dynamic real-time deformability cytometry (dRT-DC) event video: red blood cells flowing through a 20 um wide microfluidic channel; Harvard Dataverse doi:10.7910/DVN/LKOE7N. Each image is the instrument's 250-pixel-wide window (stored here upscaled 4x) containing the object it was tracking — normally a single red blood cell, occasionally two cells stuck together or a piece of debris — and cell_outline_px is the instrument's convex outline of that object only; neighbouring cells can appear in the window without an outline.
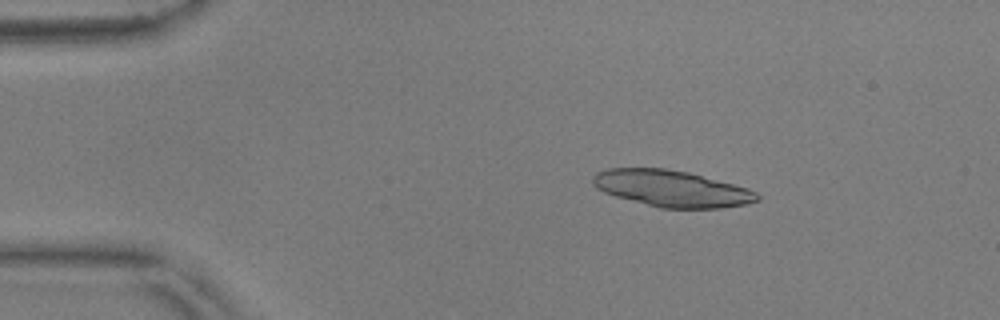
{"species": "common noctule bat (a hibernating species)", "species_latin": "Nyctalus noctula", "temperature_condition": "warm", "stored_images_in_passage": 54, "camera_frame_rate_fps": 3000, "um_per_image_px": 0.085, "animal": {"sex": "male", "body_mass_g": 17.9, "forearm_length_mm": 54.2}, "frame": {"image": 1, "passage_image": 9, "time_ms": 2.667, "image_size_px": [1000, 320], "cell_outline_px": [[760, 200], [748, 204], [720, 208], [660, 208], [616, 196], [604, 192], [596, 188], [592, 184], [592, 176], [596, 172], [608, 168], [664, 168], [688, 172], [748, 188], [756, 192], [760, 196]], "centroid_in_image_um": [57.09, 16.02], "position_along_channel_um": 27.9, "area_um2": 34.91}}